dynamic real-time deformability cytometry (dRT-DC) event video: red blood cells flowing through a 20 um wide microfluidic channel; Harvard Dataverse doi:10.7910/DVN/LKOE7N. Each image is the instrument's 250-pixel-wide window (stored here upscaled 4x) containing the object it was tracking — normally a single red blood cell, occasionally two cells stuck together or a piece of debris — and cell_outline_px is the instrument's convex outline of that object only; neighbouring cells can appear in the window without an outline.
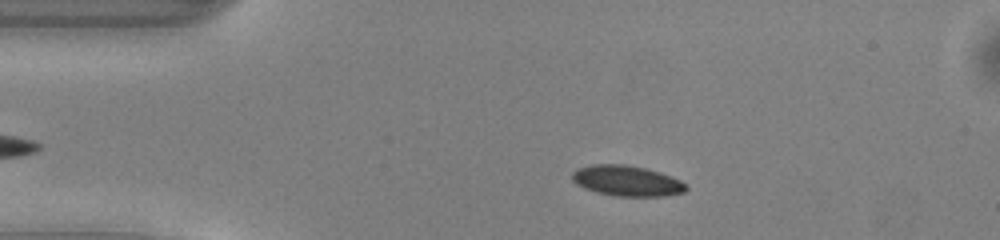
{"species": "common noctule bat (a hibernating species)", "species_latin": "Nyctalus noctula", "temperature_condition": "warm", "stored_images_in_passage": 42, "camera_frame_rate_fps": 3000, "um_per_image_px": 0.085, "animal": {"sex": "male", "body_mass_g": 13.0, "forearm_length_mm": 53.1}, "frame": {"image": 1, "passage_image": 8, "time_ms": 2.333, "image_size_px": [1000, 240], "cell_outline_px": [[688, 188], [684, 192], [664, 196], [616, 196], [596, 192], [584, 188], [576, 184], [572, 180], [572, 172], [576, 168], [592, 164], [624, 164], [644, 168], [660, 172], [672, 176], [688, 184]], "centroid_in_image_um": [53.28, 15.36], "position_along_channel_um": 31.7, "area_um2": 20.46}}
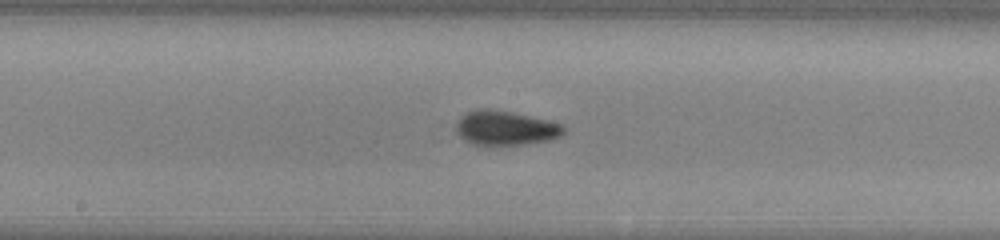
{"frame": {"image": 2, "passage_image": 24, "time_ms": 7.667, "image_size_px": [1000, 240], "cell_outline_px": [[564, 132], [560, 136], [548, 140], [524, 144], [496, 148], [484, 148], [472, 144], [464, 140], [456, 132], [456, 120], [460, 116], [476, 108], [488, 108], [512, 112], [560, 124], [564, 128]], "centroid_in_image_um": [42.85, 10.93], "position_along_channel_um": 205.3, "area_um2": 22.2}}
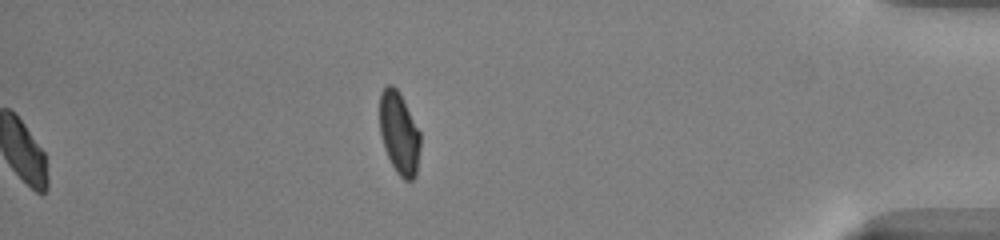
{"frame": {"image": 3, "passage_image": 42, "time_ms": 13.667, "image_size_px": [1000, 240], "cell_outline_px": [[420, 148], [416, 176], [412, 180], [404, 180], [396, 172], [384, 148], [380, 132], [380, 92], [388, 84], [392, 84], [400, 92], [420, 132]], "centroid_in_image_um": [33.93, 11.31], "position_along_channel_um": 401.3, "area_um2": 19.54}, "authors_computed_cell_mechanics": {"area_um2": 20.3456, "velocity_mm_per_s": 4.062, "shape_relaxation_time_tau1_ms": 2.2669, "shape_relaxation_time_tau2_ms": 1.5267, "deformation_change_tau1": 0.0996, "deformation_change_tau2": 0.0401}}